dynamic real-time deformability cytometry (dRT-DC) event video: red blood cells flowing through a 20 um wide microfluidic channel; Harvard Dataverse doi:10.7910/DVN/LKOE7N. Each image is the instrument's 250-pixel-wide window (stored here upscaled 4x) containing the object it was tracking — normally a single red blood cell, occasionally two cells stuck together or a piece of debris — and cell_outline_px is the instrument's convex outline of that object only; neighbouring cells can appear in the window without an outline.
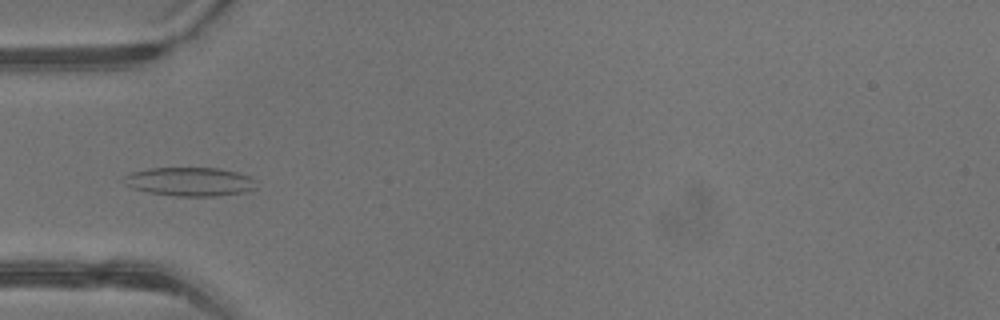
{"species": "common noctule bat (a hibernating species)", "species_latin": "Nyctalus noctula", "temperature_condition": "warm", "stored_images_in_passage": 31, "camera_frame_rate_fps": 3000, "um_per_image_px": 0.085, "animal": {"sex": "male", "body_mass_g": 13.3}, "frame": {"image": 1, "passage_image": 3, "time_ms": 0.667, "image_size_px": [1000, 320], "cell_outline_px": [[256, 188], [244, 192], [216, 196], [176, 196], [148, 192], [132, 188], [128, 184], [124, 176], [132, 172], [148, 168], [216, 168], [236, 172], [248, 176], [256, 180]], "centroid_in_image_um": [16.17, 15.44], "position_along_channel_um": 68.8, "area_um2": 21.96}}
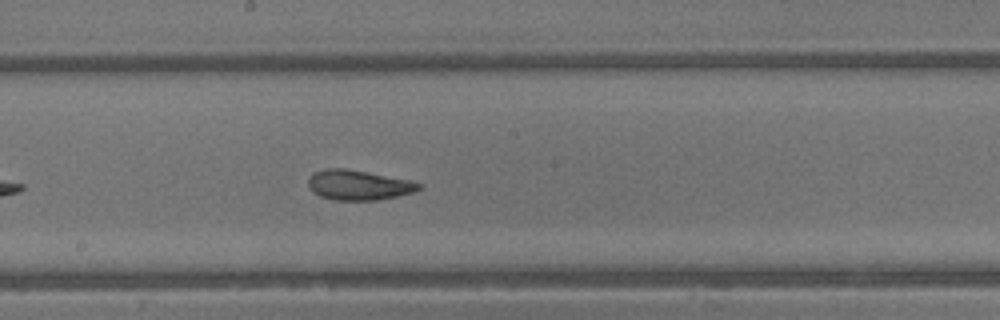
{"frame": {"image": 2, "passage_image": 12, "time_ms": 3.667, "image_size_px": [1000, 320], "cell_outline_px": [[420, 188], [412, 192], [396, 196], [376, 200], [332, 200], [320, 196], [312, 192], [308, 188], [308, 180], [312, 172], [328, 168], [344, 168], [368, 172], [408, 180], [420, 184]], "centroid_in_image_um": [30.38, 15.73], "position_along_channel_um": 217.8, "area_um2": 19.19}}
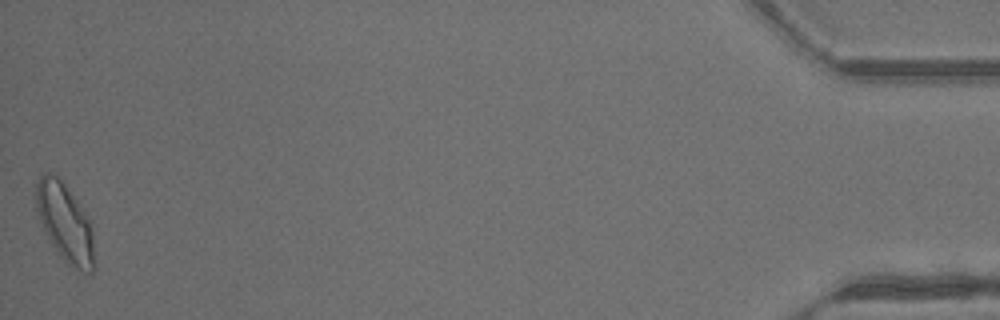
{"frame": {"image": 3, "passage_image": 31, "time_ms": 10.0, "image_size_px": [1000, 320], "cell_outline_px": [[92, 272], [84, 272], [68, 264], [64, 260], [52, 244], [44, 228], [36, 208], [36, 184], [40, 172], [48, 172], [56, 176], [64, 184], [76, 200], [88, 220], [92, 228]], "centroid_in_image_um": [5.48, 18.87], "position_along_channel_um": 429.7, "area_um2": 25.49}, "authors_computed_cell_mechanics": {"area_um2": 19.9988, "velocity_mm_per_s": 4.942, "shape_relaxation_time_tau1_ms": 4.325, "shape_relaxation_time_tau2_ms": 1.3622, "deformation_change_tau1": 0.142, "deformation_change_tau2": 0.0777}}